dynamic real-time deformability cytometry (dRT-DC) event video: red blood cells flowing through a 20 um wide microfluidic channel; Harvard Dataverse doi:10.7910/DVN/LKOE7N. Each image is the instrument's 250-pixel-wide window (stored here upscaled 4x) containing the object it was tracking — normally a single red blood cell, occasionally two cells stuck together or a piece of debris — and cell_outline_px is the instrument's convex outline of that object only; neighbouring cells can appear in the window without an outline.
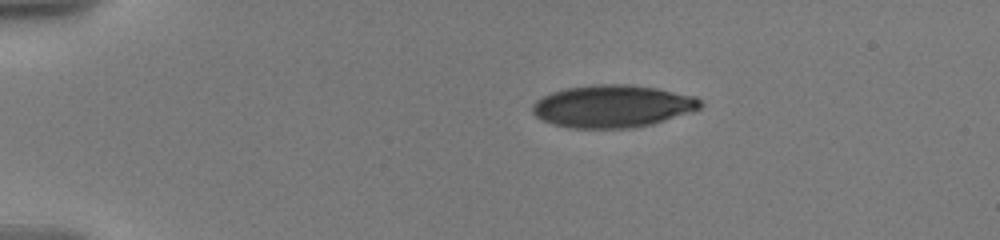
{"species": "human", "species_latin": "Homo sapiens", "temperature_condition": "warm", "stored_images_in_passage": 23, "camera_frame_rate_fps": 3000, "um_per_image_px": 0.085, "donor": {"sex": "male"}, "frame": {"image": 1, "passage_image": 1, "time_ms": 0.0, "image_size_px": [1000, 240], "cell_outline_px": [[704, 104], [700, 108], [652, 124], [632, 128], [568, 128], [552, 124], [536, 116], [532, 112], [532, 104], [536, 100], [552, 92], [564, 88], [592, 84], [628, 84], [656, 88], [696, 96]], "centroid_in_image_um": [52.04, 9.02], "position_along_channel_um": 33.0, "area_um2": 41.56}}
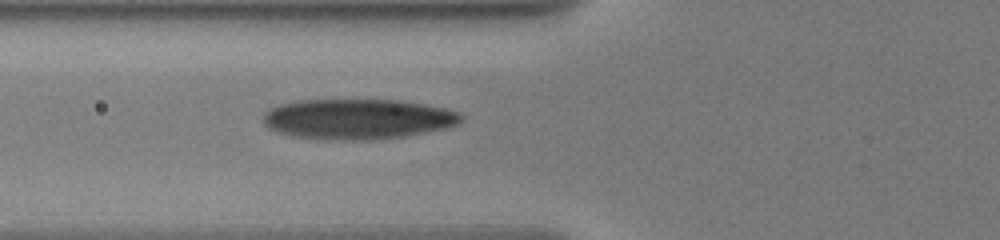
{"frame": {"image": 2, "passage_image": 14, "time_ms": 3.667, "image_size_px": [1000, 240], "cell_outline_px": [[464, 116], [456, 124], [444, 128], [404, 136], [368, 140], [320, 140], [292, 136], [276, 132], [268, 128], [264, 124], [264, 112], [280, 104], [300, 100], [400, 100], [424, 104], [444, 108], [460, 112]], "centroid_in_image_um": [30.36, 10.12], "position_along_channel_um": 95.4, "area_um2": 46.53}}
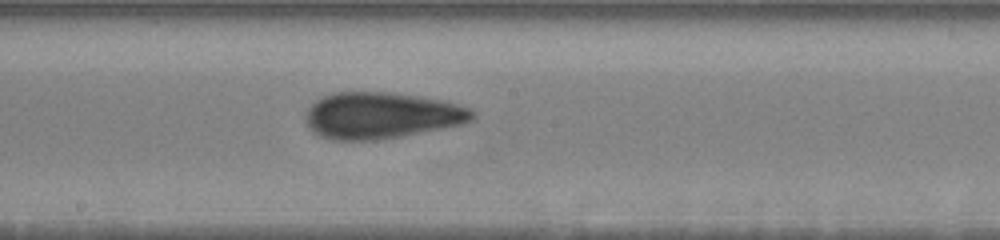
{"frame": {"image": 3, "passage_image": 23, "time_ms": 7.0, "image_size_px": [1000, 240], "cell_outline_px": [[476, 120], [464, 124], [444, 128], [400, 136], [376, 140], [332, 140], [320, 136], [308, 128], [304, 120], [304, 116], [308, 108], [320, 96], [336, 92], [388, 92], [420, 96], [444, 100], [472, 108], [476, 112]], "centroid_in_image_um": [32.44, 9.81], "position_along_channel_um": 215.8, "area_um2": 45.72}}